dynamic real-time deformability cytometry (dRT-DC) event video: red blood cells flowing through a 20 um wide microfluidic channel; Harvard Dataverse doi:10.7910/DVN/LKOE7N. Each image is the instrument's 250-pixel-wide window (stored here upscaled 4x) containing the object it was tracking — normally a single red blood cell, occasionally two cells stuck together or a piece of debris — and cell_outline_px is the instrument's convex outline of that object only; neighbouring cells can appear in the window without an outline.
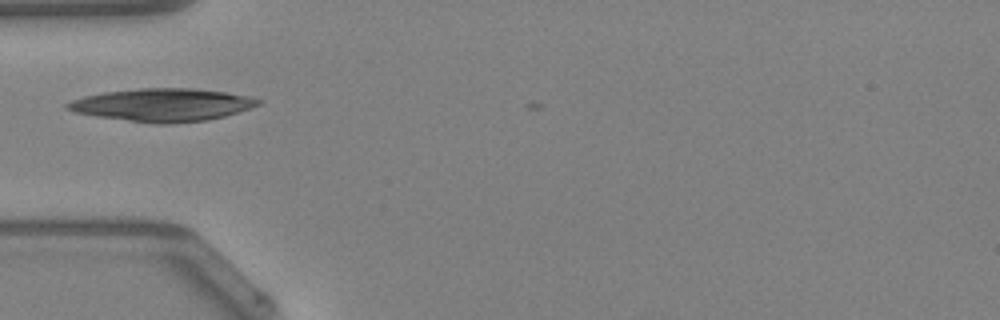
{"species": "Egyptian fruit bat (a non-hibernating species)", "species_latin": "Rousettus aegyptiacus", "temperature_condition": "warm", "stored_images_in_passage": 2, "camera_frame_rate_fps": 3000, "um_per_image_px": 0.085, "animal": {"sex": "female"}, "frame": {"image": 1, "passage_image": 1, "time_ms": 0.0, "image_size_px": [1000, 320], "cell_outline_px": [[264, 100], [260, 104], [224, 116], [208, 120], [168, 124], [156, 124], [96, 116], [76, 112], [64, 108], [64, 104], [72, 100], [84, 96], [104, 92], [140, 88], [196, 88], [224, 92], [248, 96]], "centroid_in_image_um": [13.79, 8.91], "position_along_channel_um": 71.2, "area_um2": 36.41}}